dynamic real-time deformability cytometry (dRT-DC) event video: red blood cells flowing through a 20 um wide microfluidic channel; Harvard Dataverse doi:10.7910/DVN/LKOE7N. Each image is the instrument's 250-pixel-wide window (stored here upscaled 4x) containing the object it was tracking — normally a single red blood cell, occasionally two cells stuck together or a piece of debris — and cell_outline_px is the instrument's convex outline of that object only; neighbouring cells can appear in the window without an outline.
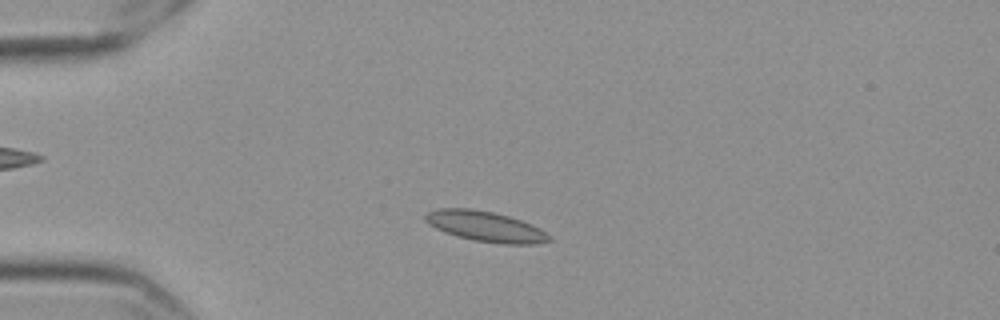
{"species": "Egyptian fruit bat (a non-hibernating species)", "species_latin": "Rousettus aegyptiacus", "temperature_condition": "cold", "stored_images_in_passage": 53, "camera_frame_rate_fps": 3000, "um_per_image_px": 0.085, "frame": {"image": 1, "passage_image": 10, "time_ms": 3.0, "image_size_px": [1000, 320], "cell_outline_px": [[552, 240], [536, 244], [504, 244], [476, 240], [456, 236], [444, 232], [428, 224], [424, 220], [424, 216], [428, 212], [440, 208], [468, 208], [492, 212], [508, 216], [520, 220], [552, 236]], "centroid_in_image_um": [41.23, 19.25], "position_along_channel_um": 43.8, "area_um2": 21.56}}
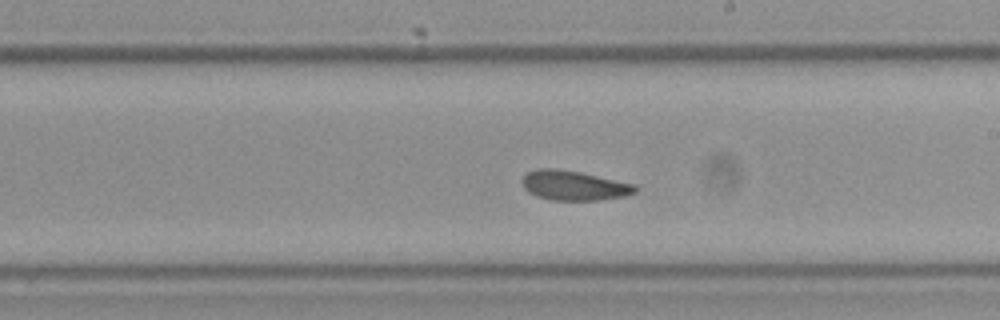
{"frame": {"image": 2, "passage_image": 29, "time_ms": 9.333, "image_size_px": [1000, 320], "cell_outline_px": [[636, 192], [624, 196], [596, 200], [552, 200], [536, 196], [528, 192], [524, 188], [520, 180], [528, 172], [536, 168], [552, 168], [580, 172], [632, 184], [636, 188]], "centroid_in_image_um": [48.7, 15.77], "position_along_channel_um": 240.3, "area_um2": 19.31}}
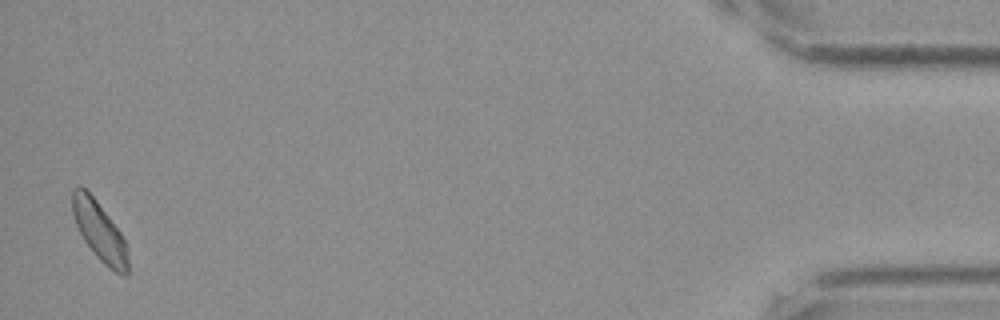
{"frame": {"image": 3, "passage_image": 52, "time_ms": 17.0, "image_size_px": [1000, 320], "cell_outline_px": [[128, 276], [124, 276], [116, 272], [104, 264], [96, 256], [84, 240], [76, 224], [72, 212], [72, 192], [80, 184], [96, 200], [120, 232], [124, 240], [128, 260]], "centroid_in_image_um": [8.45, 19.67], "position_along_channel_um": 426.8, "area_um2": 18.73}, "authors_computed_cell_mechanics": {"area_um2": 19.652, "velocity_mm_per_s": 3.5261, "shape_relaxation_time_tau1_ms": 7.3239, "shape_relaxation_time_tau2_ms": 2.4378, "deformation_change_tau1": 0.1141, "deformation_change_tau2": 0.0531}}